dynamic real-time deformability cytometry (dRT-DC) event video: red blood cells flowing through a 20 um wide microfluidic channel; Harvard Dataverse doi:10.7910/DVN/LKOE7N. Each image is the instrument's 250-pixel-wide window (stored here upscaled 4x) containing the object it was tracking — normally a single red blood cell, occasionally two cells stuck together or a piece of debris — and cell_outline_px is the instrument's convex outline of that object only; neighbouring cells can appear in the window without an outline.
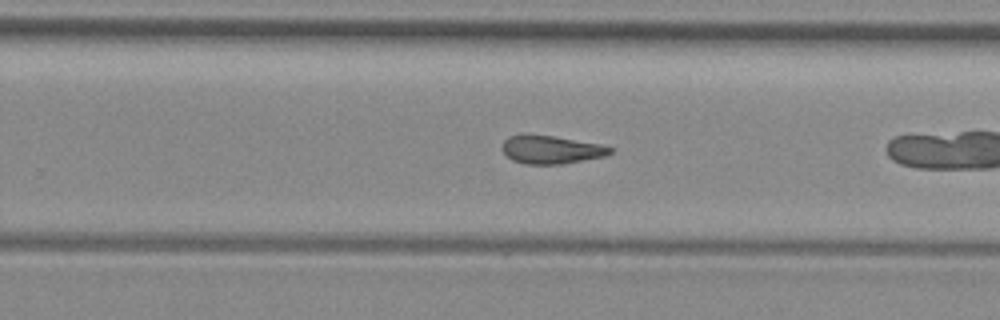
{"species": "common noctule bat (a hibernating species)", "species_latin": "Nyctalus noctula", "temperature_condition": "room temperature", "stored_images_in_passage": 29, "camera_frame_rate_fps": 3000, "um_per_image_px": 0.085, "animal": {"sex": "female", "body_mass_g": 29.2, "forearm_length_mm": 56.3}, "frame": {"image": 1, "passage_image": 21, "time_ms": 6.667, "image_size_px": [1000, 320], "cell_outline_px": [[612, 152], [604, 156], [564, 164], [524, 164], [512, 160], [500, 148], [504, 140], [508, 136], [552, 136], [600, 144], [612, 148]], "centroid_in_image_um": [46.84, 12.74], "position_along_channel_um": 283.0, "area_um2": 17.34}}